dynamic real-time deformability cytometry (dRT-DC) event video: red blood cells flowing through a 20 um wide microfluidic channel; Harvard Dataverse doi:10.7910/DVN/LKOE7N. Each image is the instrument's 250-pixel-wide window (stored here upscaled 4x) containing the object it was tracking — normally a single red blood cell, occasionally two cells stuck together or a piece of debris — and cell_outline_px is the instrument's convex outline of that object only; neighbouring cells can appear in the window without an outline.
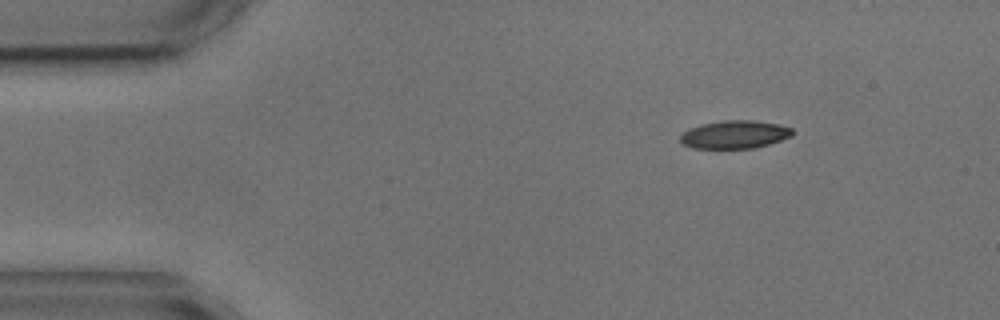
{"species": "common noctule bat (a hibernating species)", "species_latin": "Nyctalus noctula", "temperature_condition": "cold", "stored_images_in_passage": 3, "camera_frame_rate_fps": 3000, "um_per_image_px": 0.085, "animal": {"sex": "male", "body_mass_g": 17.9, "forearm_length_mm": 54.2}, "frame": {"image": 1, "passage_image": 1, "time_ms": 0.0, "image_size_px": [1000, 320], "cell_outline_px": [[792, 136], [756, 148], [692, 148], [680, 144], [680, 136], [688, 128], [700, 124], [724, 120], [752, 120], [780, 124], [792, 128]], "centroid_in_image_um": [62.41, 11.43], "position_along_channel_um": 22.6, "area_um2": 18.44}}